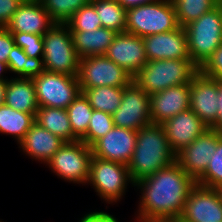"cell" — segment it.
<instances>
[{
	"mask_svg": "<svg viewBox=\"0 0 222 222\" xmlns=\"http://www.w3.org/2000/svg\"><path fill=\"white\" fill-rule=\"evenodd\" d=\"M8 72L14 73L21 78H33L45 71L43 58L27 56L23 49L14 45L8 56Z\"/></svg>",
	"mask_w": 222,
	"mask_h": 222,
	"instance_id": "cell-28",
	"label": "cell"
},
{
	"mask_svg": "<svg viewBox=\"0 0 222 222\" xmlns=\"http://www.w3.org/2000/svg\"><path fill=\"white\" fill-rule=\"evenodd\" d=\"M143 39L147 61L168 59H190L184 27L149 35Z\"/></svg>",
	"mask_w": 222,
	"mask_h": 222,
	"instance_id": "cell-18",
	"label": "cell"
},
{
	"mask_svg": "<svg viewBox=\"0 0 222 222\" xmlns=\"http://www.w3.org/2000/svg\"><path fill=\"white\" fill-rule=\"evenodd\" d=\"M175 9L178 23L185 27L192 21L199 19L207 11L214 9L217 0H171Z\"/></svg>",
	"mask_w": 222,
	"mask_h": 222,
	"instance_id": "cell-30",
	"label": "cell"
},
{
	"mask_svg": "<svg viewBox=\"0 0 222 222\" xmlns=\"http://www.w3.org/2000/svg\"><path fill=\"white\" fill-rule=\"evenodd\" d=\"M64 143L60 137L34 122L18 145L25 155L45 165Z\"/></svg>",
	"mask_w": 222,
	"mask_h": 222,
	"instance_id": "cell-21",
	"label": "cell"
},
{
	"mask_svg": "<svg viewBox=\"0 0 222 222\" xmlns=\"http://www.w3.org/2000/svg\"><path fill=\"white\" fill-rule=\"evenodd\" d=\"M176 161L162 124L150 123L137 131L136 146L128 163L130 179L138 181Z\"/></svg>",
	"mask_w": 222,
	"mask_h": 222,
	"instance_id": "cell-2",
	"label": "cell"
},
{
	"mask_svg": "<svg viewBox=\"0 0 222 222\" xmlns=\"http://www.w3.org/2000/svg\"><path fill=\"white\" fill-rule=\"evenodd\" d=\"M129 182L134 186L127 165L92 156L87 185L90 184L106 204L121 201Z\"/></svg>",
	"mask_w": 222,
	"mask_h": 222,
	"instance_id": "cell-7",
	"label": "cell"
},
{
	"mask_svg": "<svg viewBox=\"0 0 222 222\" xmlns=\"http://www.w3.org/2000/svg\"><path fill=\"white\" fill-rule=\"evenodd\" d=\"M211 128L222 134V81L220 80H218V116Z\"/></svg>",
	"mask_w": 222,
	"mask_h": 222,
	"instance_id": "cell-40",
	"label": "cell"
},
{
	"mask_svg": "<svg viewBox=\"0 0 222 222\" xmlns=\"http://www.w3.org/2000/svg\"><path fill=\"white\" fill-rule=\"evenodd\" d=\"M200 71L209 77L222 81V45H220L206 63L200 68Z\"/></svg>",
	"mask_w": 222,
	"mask_h": 222,
	"instance_id": "cell-36",
	"label": "cell"
},
{
	"mask_svg": "<svg viewBox=\"0 0 222 222\" xmlns=\"http://www.w3.org/2000/svg\"><path fill=\"white\" fill-rule=\"evenodd\" d=\"M218 193H219V198H220V201H221V204H222V186L216 188Z\"/></svg>",
	"mask_w": 222,
	"mask_h": 222,
	"instance_id": "cell-46",
	"label": "cell"
},
{
	"mask_svg": "<svg viewBox=\"0 0 222 222\" xmlns=\"http://www.w3.org/2000/svg\"><path fill=\"white\" fill-rule=\"evenodd\" d=\"M78 222H115V216L105 211L86 213Z\"/></svg>",
	"mask_w": 222,
	"mask_h": 222,
	"instance_id": "cell-39",
	"label": "cell"
},
{
	"mask_svg": "<svg viewBox=\"0 0 222 222\" xmlns=\"http://www.w3.org/2000/svg\"><path fill=\"white\" fill-rule=\"evenodd\" d=\"M179 222H222V204L217 189L196 184L189 191Z\"/></svg>",
	"mask_w": 222,
	"mask_h": 222,
	"instance_id": "cell-13",
	"label": "cell"
},
{
	"mask_svg": "<svg viewBox=\"0 0 222 222\" xmlns=\"http://www.w3.org/2000/svg\"><path fill=\"white\" fill-rule=\"evenodd\" d=\"M8 70L7 63L0 61V81H8L9 78L4 75L6 74ZM5 77V78H4Z\"/></svg>",
	"mask_w": 222,
	"mask_h": 222,
	"instance_id": "cell-42",
	"label": "cell"
},
{
	"mask_svg": "<svg viewBox=\"0 0 222 222\" xmlns=\"http://www.w3.org/2000/svg\"><path fill=\"white\" fill-rule=\"evenodd\" d=\"M190 107V84L172 86L150 95L152 123L163 124Z\"/></svg>",
	"mask_w": 222,
	"mask_h": 222,
	"instance_id": "cell-19",
	"label": "cell"
},
{
	"mask_svg": "<svg viewBox=\"0 0 222 222\" xmlns=\"http://www.w3.org/2000/svg\"><path fill=\"white\" fill-rule=\"evenodd\" d=\"M195 185L196 182L175 161L134 185L141 191L135 215L145 219H179L189 191Z\"/></svg>",
	"mask_w": 222,
	"mask_h": 222,
	"instance_id": "cell-1",
	"label": "cell"
},
{
	"mask_svg": "<svg viewBox=\"0 0 222 222\" xmlns=\"http://www.w3.org/2000/svg\"><path fill=\"white\" fill-rule=\"evenodd\" d=\"M93 110L113 114L120 106L123 87L101 86L94 88H81Z\"/></svg>",
	"mask_w": 222,
	"mask_h": 222,
	"instance_id": "cell-26",
	"label": "cell"
},
{
	"mask_svg": "<svg viewBox=\"0 0 222 222\" xmlns=\"http://www.w3.org/2000/svg\"><path fill=\"white\" fill-rule=\"evenodd\" d=\"M117 127L138 131L152 123L150 116V96L134 81L123 87L119 108L112 114Z\"/></svg>",
	"mask_w": 222,
	"mask_h": 222,
	"instance_id": "cell-11",
	"label": "cell"
},
{
	"mask_svg": "<svg viewBox=\"0 0 222 222\" xmlns=\"http://www.w3.org/2000/svg\"><path fill=\"white\" fill-rule=\"evenodd\" d=\"M200 68L190 59L147 61L133 81L149 96L172 86L190 84Z\"/></svg>",
	"mask_w": 222,
	"mask_h": 222,
	"instance_id": "cell-3",
	"label": "cell"
},
{
	"mask_svg": "<svg viewBox=\"0 0 222 222\" xmlns=\"http://www.w3.org/2000/svg\"><path fill=\"white\" fill-rule=\"evenodd\" d=\"M211 128L218 116V79L199 71L190 83V107Z\"/></svg>",
	"mask_w": 222,
	"mask_h": 222,
	"instance_id": "cell-14",
	"label": "cell"
},
{
	"mask_svg": "<svg viewBox=\"0 0 222 222\" xmlns=\"http://www.w3.org/2000/svg\"><path fill=\"white\" fill-rule=\"evenodd\" d=\"M14 45L11 32L5 27H0V61L7 63L9 53Z\"/></svg>",
	"mask_w": 222,
	"mask_h": 222,
	"instance_id": "cell-38",
	"label": "cell"
},
{
	"mask_svg": "<svg viewBox=\"0 0 222 222\" xmlns=\"http://www.w3.org/2000/svg\"><path fill=\"white\" fill-rule=\"evenodd\" d=\"M94 5L102 27L124 33L126 29L127 9L117 0H90Z\"/></svg>",
	"mask_w": 222,
	"mask_h": 222,
	"instance_id": "cell-27",
	"label": "cell"
},
{
	"mask_svg": "<svg viewBox=\"0 0 222 222\" xmlns=\"http://www.w3.org/2000/svg\"><path fill=\"white\" fill-rule=\"evenodd\" d=\"M117 1L121 4L123 8L129 9L139 5L157 2L159 0H117Z\"/></svg>",
	"mask_w": 222,
	"mask_h": 222,
	"instance_id": "cell-41",
	"label": "cell"
},
{
	"mask_svg": "<svg viewBox=\"0 0 222 222\" xmlns=\"http://www.w3.org/2000/svg\"><path fill=\"white\" fill-rule=\"evenodd\" d=\"M36 113L20 112L6 104L0 106V133L14 137L17 144L35 122Z\"/></svg>",
	"mask_w": 222,
	"mask_h": 222,
	"instance_id": "cell-25",
	"label": "cell"
},
{
	"mask_svg": "<svg viewBox=\"0 0 222 222\" xmlns=\"http://www.w3.org/2000/svg\"><path fill=\"white\" fill-rule=\"evenodd\" d=\"M54 24L41 2H22L5 28L10 32L44 35Z\"/></svg>",
	"mask_w": 222,
	"mask_h": 222,
	"instance_id": "cell-20",
	"label": "cell"
},
{
	"mask_svg": "<svg viewBox=\"0 0 222 222\" xmlns=\"http://www.w3.org/2000/svg\"><path fill=\"white\" fill-rule=\"evenodd\" d=\"M22 2H41V0H21Z\"/></svg>",
	"mask_w": 222,
	"mask_h": 222,
	"instance_id": "cell-47",
	"label": "cell"
},
{
	"mask_svg": "<svg viewBox=\"0 0 222 222\" xmlns=\"http://www.w3.org/2000/svg\"><path fill=\"white\" fill-rule=\"evenodd\" d=\"M7 81H0V106L5 104V89Z\"/></svg>",
	"mask_w": 222,
	"mask_h": 222,
	"instance_id": "cell-43",
	"label": "cell"
},
{
	"mask_svg": "<svg viewBox=\"0 0 222 222\" xmlns=\"http://www.w3.org/2000/svg\"><path fill=\"white\" fill-rule=\"evenodd\" d=\"M179 27L171 0H159L127 9L126 33L144 38Z\"/></svg>",
	"mask_w": 222,
	"mask_h": 222,
	"instance_id": "cell-5",
	"label": "cell"
},
{
	"mask_svg": "<svg viewBox=\"0 0 222 222\" xmlns=\"http://www.w3.org/2000/svg\"><path fill=\"white\" fill-rule=\"evenodd\" d=\"M136 221H138V222H145V218L140 217V216H136ZM115 222H119L118 219H116V217H115Z\"/></svg>",
	"mask_w": 222,
	"mask_h": 222,
	"instance_id": "cell-45",
	"label": "cell"
},
{
	"mask_svg": "<svg viewBox=\"0 0 222 222\" xmlns=\"http://www.w3.org/2000/svg\"><path fill=\"white\" fill-rule=\"evenodd\" d=\"M66 110L73 134L81 140L87 133L93 108L81 92Z\"/></svg>",
	"mask_w": 222,
	"mask_h": 222,
	"instance_id": "cell-29",
	"label": "cell"
},
{
	"mask_svg": "<svg viewBox=\"0 0 222 222\" xmlns=\"http://www.w3.org/2000/svg\"><path fill=\"white\" fill-rule=\"evenodd\" d=\"M162 126L175 154L191 144L209 127L190 108L165 121Z\"/></svg>",
	"mask_w": 222,
	"mask_h": 222,
	"instance_id": "cell-17",
	"label": "cell"
},
{
	"mask_svg": "<svg viewBox=\"0 0 222 222\" xmlns=\"http://www.w3.org/2000/svg\"><path fill=\"white\" fill-rule=\"evenodd\" d=\"M113 127L114 124L111 114L93 110L87 133L81 141L91 147L99 138L105 136Z\"/></svg>",
	"mask_w": 222,
	"mask_h": 222,
	"instance_id": "cell-32",
	"label": "cell"
},
{
	"mask_svg": "<svg viewBox=\"0 0 222 222\" xmlns=\"http://www.w3.org/2000/svg\"><path fill=\"white\" fill-rule=\"evenodd\" d=\"M92 156L91 147L81 140L65 142L46 165L64 181L87 185Z\"/></svg>",
	"mask_w": 222,
	"mask_h": 222,
	"instance_id": "cell-8",
	"label": "cell"
},
{
	"mask_svg": "<svg viewBox=\"0 0 222 222\" xmlns=\"http://www.w3.org/2000/svg\"><path fill=\"white\" fill-rule=\"evenodd\" d=\"M14 44L23 49L24 53L33 58H43V35L11 32Z\"/></svg>",
	"mask_w": 222,
	"mask_h": 222,
	"instance_id": "cell-35",
	"label": "cell"
},
{
	"mask_svg": "<svg viewBox=\"0 0 222 222\" xmlns=\"http://www.w3.org/2000/svg\"><path fill=\"white\" fill-rule=\"evenodd\" d=\"M45 71L78 76L80 58L66 24L55 23L43 35Z\"/></svg>",
	"mask_w": 222,
	"mask_h": 222,
	"instance_id": "cell-6",
	"label": "cell"
},
{
	"mask_svg": "<svg viewBox=\"0 0 222 222\" xmlns=\"http://www.w3.org/2000/svg\"><path fill=\"white\" fill-rule=\"evenodd\" d=\"M137 131L114 126L92 146V155L128 165L136 146Z\"/></svg>",
	"mask_w": 222,
	"mask_h": 222,
	"instance_id": "cell-15",
	"label": "cell"
},
{
	"mask_svg": "<svg viewBox=\"0 0 222 222\" xmlns=\"http://www.w3.org/2000/svg\"><path fill=\"white\" fill-rule=\"evenodd\" d=\"M190 60L199 68L222 45V3L184 27Z\"/></svg>",
	"mask_w": 222,
	"mask_h": 222,
	"instance_id": "cell-4",
	"label": "cell"
},
{
	"mask_svg": "<svg viewBox=\"0 0 222 222\" xmlns=\"http://www.w3.org/2000/svg\"><path fill=\"white\" fill-rule=\"evenodd\" d=\"M21 3V0H0V27H5Z\"/></svg>",
	"mask_w": 222,
	"mask_h": 222,
	"instance_id": "cell-37",
	"label": "cell"
},
{
	"mask_svg": "<svg viewBox=\"0 0 222 222\" xmlns=\"http://www.w3.org/2000/svg\"><path fill=\"white\" fill-rule=\"evenodd\" d=\"M32 80L39 107L67 109L82 92L78 76L44 71Z\"/></svg>",
	"mask_w": 222,
	"mask_h": 222,
	"instance_id": "cell-9",
	"label": "cell"
},
{
	"mask_svg": "<svg viewBox=\"0 0 222 222\" xmlns=\"http://www.w3.org/2000/svg\"><path fill=\"white\" fill-rule=\"evenodd\" d=\"M89 1L90 0H41V4L55 23L65 24Z\"/></svg>",
	"mask_w": 222,
	"mask_h": 222,
	"instance_id": "cell-31",
	"label": "cell"
},
{
	"mask_svg": "<svg viewBox=\"0 0 222 222\" xmlns=\"http://www.w3.org/2000/svg\"><path fill=\"white\" fill-rule=\"evenodd\" d=\"M70 31H89L102 27L94 5L89 1L78 10L66 23Z\"/></svg>",
	"mask_w": 222,
	"mask_h": 222,
	"instance_id": "cell-33",
	"label": "cell"
},
{
	"mask_svg": "<svg viewBox=\"0 0 222 222\" xmlns=\"http://www.w3.org/2000/svg\"><path fill=\"white\" fill-rule=\"evenodd\" d=\"M145 222H179V219L146 218Z\"/></svg>",
	"mask_w": 222,
	"mask_h": 222,
	"instance_id": "cell-44",
	"label": "cell"
},
{
	"mask_svg": "<svg viewBox=\"0 0 222 222\" xmlns=\"http://www.w3.org/2000/svg\"><path fill=\"white\" fill-rule=\"evenodd\" d=\"M105 56L134 77L147 63L142 37L117 33Z\"/></svg>",
	"mask_w": 222,
	"mask_h": 222,
	"instance_id": "cell-16",
	"label": "cell"
},
{
	"mask_svg": "<svg viewBox=\"0 0 222 222\" xmlns=\"http://www.w3.org/2000/svg\"><path fill=\"white\" fill-rule=\"evenodd\" d=\"M73 46L79 58L105 55L117 33L100 27L89 31H70Z\"/></svg>",
	"mask_w": 222,
	"mask_h": 222,
	"instance_id": "cell-22",
	"label": "cell"
},
{
	"mask_svg": "<svg viewBox=\"0 0 222 222\" xmlns=\"http://www.w3.org/2000/svg\"><path fill=\"white\" fill-rule=\"evenodd\" d=\"M5 104L20 112L36 113L39 105L32 78L11 77L5 89Z\"/></svg>",
	"mask_w": 222,
	"mask_h": 222,
	"instance_id": "cell-23",
	"label": "cell"
},
{
	"mask_svg": "<svg viewBox=\"0 0 222 222\" xmlns=\"http://www.w3.org/2000/svg\"><path fill=\"white\" fill-rule=\"evenodd\" d=\"M78 79L81 88L126 87L133 77L105 55L80 59Z\"/></svg>",
	"mask_w": 222,
	"mask_h": 222,
	"instance_id": "cell-10",
	"label": "cell"
},
{
	"mask_svg": "<svg viewBox=\"0 0 222 222\" xmlns=\"http://www.w3.org/2000/svg\"><path fill=\"white\" fill-rule=\"evenodd\" d=\"M196 184L215 189L222 186V138L217 142V148L210 159L208 167L196 181Z\"/></svg>",
	"mask_w": 222,
	"mask_h": 222,
	"instance_id": "cell-34",
	"label": "cell"
},
{
	"mask_svg": "<svg viewBox=\"0 0 222 222\" xmlns=\"http://www.w3.org/2000/svg\"><path fill=\"white\" fill-rule=\"evenodd\" d=\"M35 122L65 142L79 140L73 134L66 109L39 107L35 115Z\"/></svg>",
	"mask_w": 222,
	"mask_h": 222,
	"instance_id": "cell-24",
	"label": "cell"
},
{
	"mask_svg": "<svg viewBox=\"0 0 222 222\" xmlns=\"http://www.w3.org/2000/svg\"><path fill=\"white\" fill-rule=\"evenodd\" d=\"M221 138V133L209 128L176 154V162L195 182L206 171Z\"/></svg>",
	"mask_w": 222,
	"mask_h": 222,
	"instance_id": "cell-12",
	"label": "cell"
}]
</instances>
